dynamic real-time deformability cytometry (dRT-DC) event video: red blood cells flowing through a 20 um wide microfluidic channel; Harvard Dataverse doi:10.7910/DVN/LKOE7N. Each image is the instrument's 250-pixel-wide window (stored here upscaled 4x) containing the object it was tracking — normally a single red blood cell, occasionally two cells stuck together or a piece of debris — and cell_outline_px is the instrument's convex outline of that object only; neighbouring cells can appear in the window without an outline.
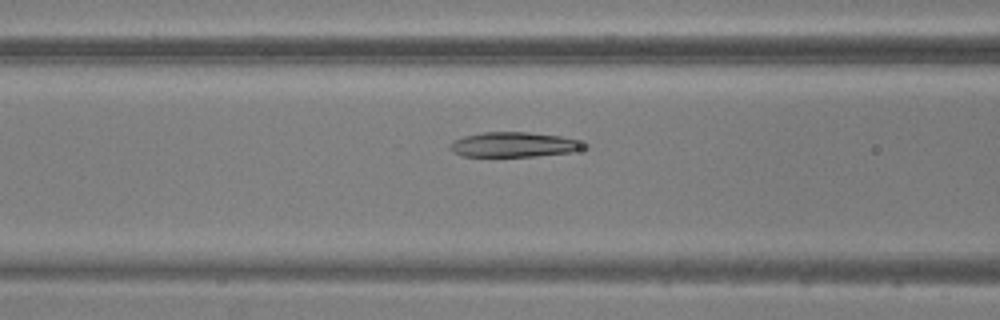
{"species": "common noctule bat (a hibernating species)", "species_latin": "Nyctalus noctula", "temperature_condition": "warm", "stored_images_in_passage": 40, "camera_frame_rate_fps": 3000, "um_per_image_px": 0.085, "animal": {"sex": "male", "body_mass_g": 20.5, "forearm_length_mm": 52.5}, "frame": {"image": 1, "passage_image": 10, "time_ms": 3.0, "image_size_px": [1000, 320], "cell_outline_px": [[588, 148], [572, 152], [536, 156], [460, 156], [452, 152], [448, 148], [448, 144], [452, 140], [464, 136], [484, 132], [528, 132], [560, 136], [576, 140], [588, 144]], "centroid_in_image_um": [43.65, 12.29], "position_along_channel_um": 122.9, "area_um2": 19.65}}
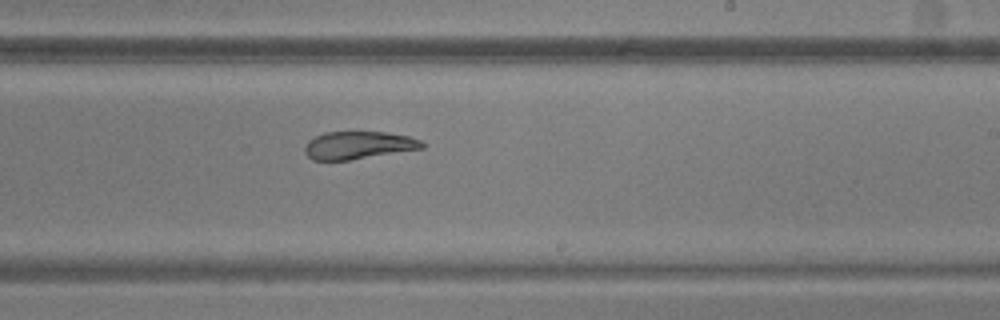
{"frame": {"image": 2, "passage_image": 20, "time_ms": 6.333, "image_size_px": [1000, 320], "cell_outline_px": [[424, 148], [348, 160], [312, 160], [304, 152], [304, 148], [308, 140], [324, 132], [384, 132], [408, 136], [420, 140], [424, 144]], "centroid_in_image_um": [30.43, 12.34], "position_along_channel_um": 258.6, "area_um2": 18.79}}
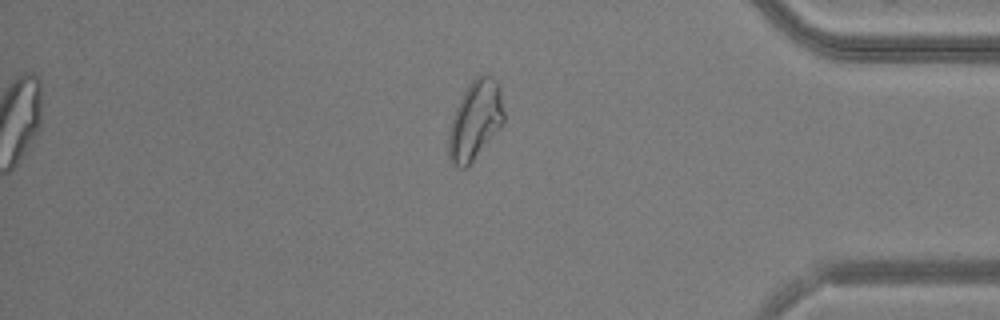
{"frame": {"image": 3, "passage_image": 32, "time_ms": 10.333, "image_size_px": [1000, 320], "cell_outline_px": [[504, 124], [472, 160], [464, 168], [460, 168], [452, 164], [448, 160], [448, 136], [452, 120], [456, 108], [468, 84], [480, 72], [484, 72], [492, 76], [500, 84], [504, 112]], "centroid_in_image_um": [40.41, 10.17], "position_along_channel_um": 394.8, "area_um2": 25.55}}